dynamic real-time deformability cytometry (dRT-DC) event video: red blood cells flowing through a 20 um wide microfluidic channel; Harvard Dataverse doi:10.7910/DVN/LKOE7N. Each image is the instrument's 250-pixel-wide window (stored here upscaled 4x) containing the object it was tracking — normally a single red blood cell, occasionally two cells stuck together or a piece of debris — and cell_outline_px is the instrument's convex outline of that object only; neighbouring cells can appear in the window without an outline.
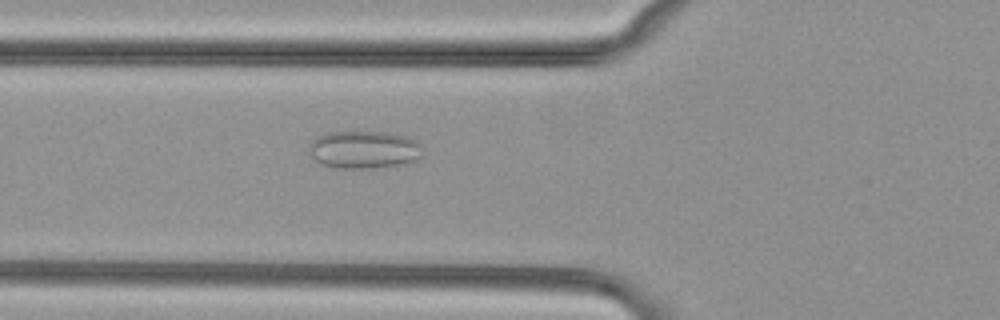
{"species": "common noctule bat (a hibernating species)", "species_latin": "Nyctalus noctula", "temperature_condition": "cold", "stored_images_in_passage": 50, "camera_frame_rate_fps": 3000, "um_per_image_px": 0.085, "animal": {"sex": "female", "body_mass_g": 29.2, "forearm_length_mm": 56.3}, "frame": {"image": 1, "passage_image": 16, "time_ms": 5.0, "image_size_px": [1000, 320], "cell_outline_px": [[420, 156], [416, 160], [404, 164], [380, 168], [336, 168], [320, 164], [312, 156], [308, 148], [308, 144], [316, 136], [328, 132], [384, 132], [408, 136], [416, 140], [420, 144]], "centroid_in_image_um": [30.91, 12.72], "position_along_channel_um": 94.9, "area_um2": 25.2}}
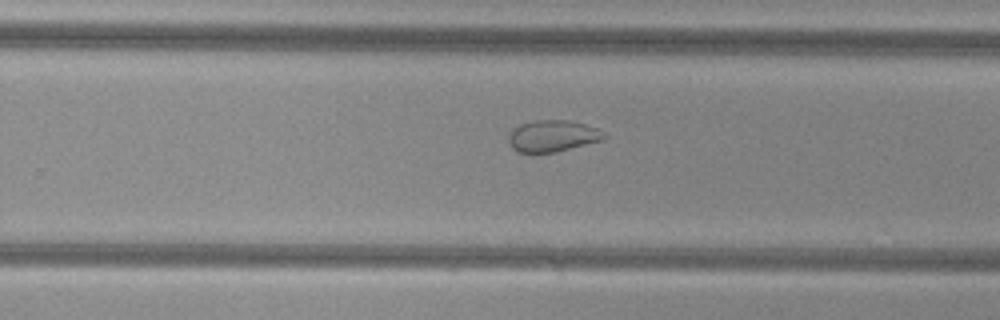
{"frame": {"image": 2, "passage_image": 31, "time_ms": 10.0, "image_size_px": [1000, 320], "cell_outline_px": [[608, 136], [604, 140], [556, 152], [516, 152], [512, 148], [508, 140], [508, 132], [512, 128], [520, 124], [532, 120], [568, 120], [584, 124], [596, 128]], "centroid_in_image_um": [46.94, 11.55], "position_along_channel_um": 282.9, "area_um2": 17.74}}
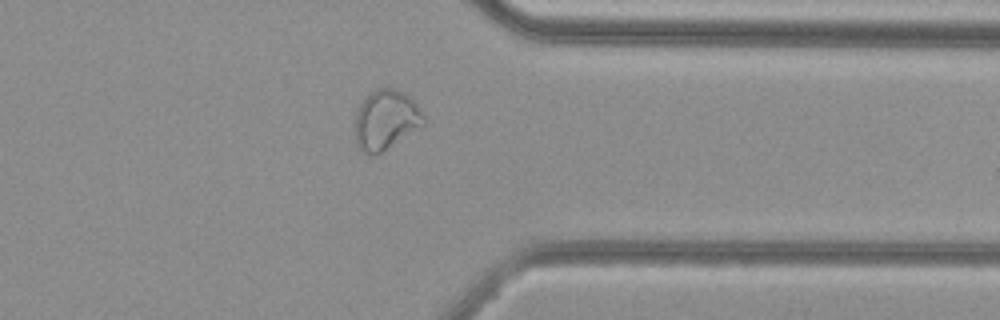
{"frame": {"image": 3, "passage_image": 39, "time_ms": 12.667, "image_size_px": [1000, 320], "cell_outline_px": [[424, 124], [376, 156], [364, 152], [356, 144], [356, 112], [360, 104], [376, 88], [396, 88], [404, 92], [416, 104], [424, 116]], "centroid_in_image_um": [32.79, 10.18], "position_along_channel_um": 378.6, "area_um2": 23.47}, "authors_computed_cell_mechanics": {"area_um2": 25.432, "velocity_mm_per_s": 3.7564, "shape_relaxation_time_tau1_ms": null, "shape_relaxation_time_tau2_ms": 1.0477, "deformation_change_tau1": null, "deformation_change_tau2": 0.0558}}